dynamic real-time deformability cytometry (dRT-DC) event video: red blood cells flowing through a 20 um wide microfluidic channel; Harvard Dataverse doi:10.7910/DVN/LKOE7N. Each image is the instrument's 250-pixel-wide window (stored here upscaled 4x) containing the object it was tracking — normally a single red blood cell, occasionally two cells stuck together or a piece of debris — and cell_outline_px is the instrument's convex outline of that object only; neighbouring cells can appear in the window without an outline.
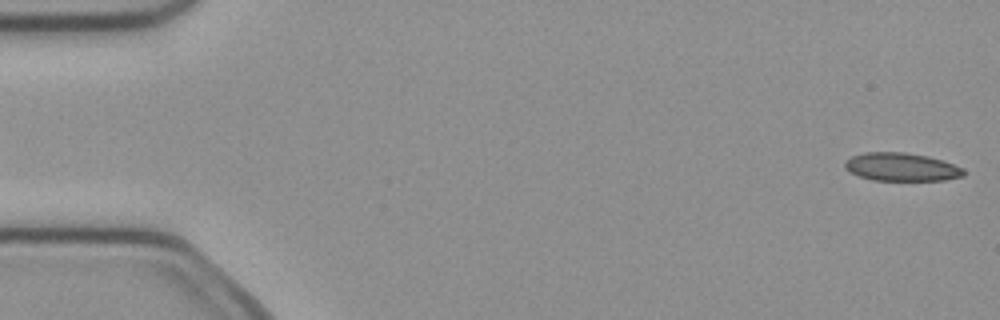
{"species": "common noctule bat (a hibernating species)", "species_latin": "Nyctalus noctula", "temperature_condition": "cold", "stored_images_in_passage": 6, "segment_of_instrument_passage": [2, 2], "camera_frame_rate_fps": 3000, "um_per_image_px": 0.085, "animal": {"sex": "female", "body_mass_g": 21.9}, "frame": {"image": 1, "passage_image": 6, "time_ms": 1.667, "image_size_px": [1000, 320], "cell_outline_px": [[964, 176], [944, 180], [872, 180], [848, 172], [844, 168], [844, 160], [852, 156], [864, 152], [904, 152], [928, 156], [944, 160], [964, 168]], "centroid_in_image_um": [76.61, 14.18], "position_along_channel_um": 8.4, "area_um2": 19.71}}